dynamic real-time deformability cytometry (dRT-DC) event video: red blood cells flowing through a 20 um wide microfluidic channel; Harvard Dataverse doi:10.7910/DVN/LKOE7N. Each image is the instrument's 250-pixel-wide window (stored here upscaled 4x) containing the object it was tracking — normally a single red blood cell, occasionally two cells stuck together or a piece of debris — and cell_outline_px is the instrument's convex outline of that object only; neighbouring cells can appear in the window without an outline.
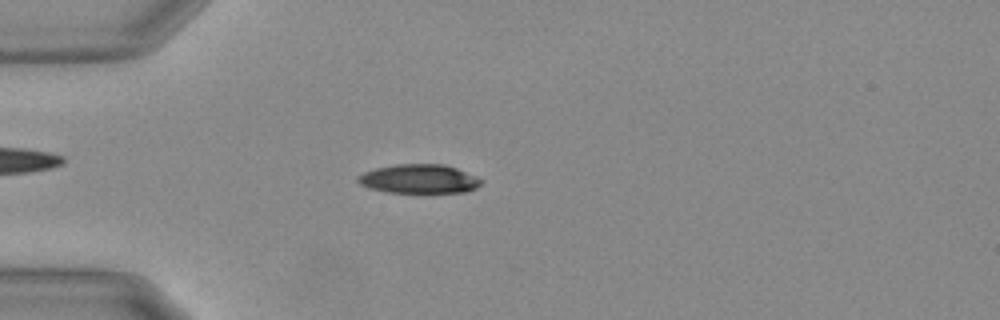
{"species": "Egyptian fruit bat (a non-hibernating species)", "species_latin": "Rousettus aegyptiacus", "temperature_condition": "warm", "stored_images_in_passage": 55, "camera_frame_rate_fps": 3000, "um_per_image_px": 0.085, "animal": {"sex": "female"}, "frame": {"image": 1, "passage_image": 15, "time_ms": 4.667, "image_size_px": [1000, 320], "cell_outline_px": [[484, 180], [476, 188], [468, 192], [424, 196], [388, 192], [368, 188], [360, 184], [356, 180], [364, 172], [376, 168], [396, 164], [444, 164], [456, 168]], "centroid_in_image_um": [35.66, 15.27], "position_along_channel_um": 49.3, "area_um2": 21.85}}
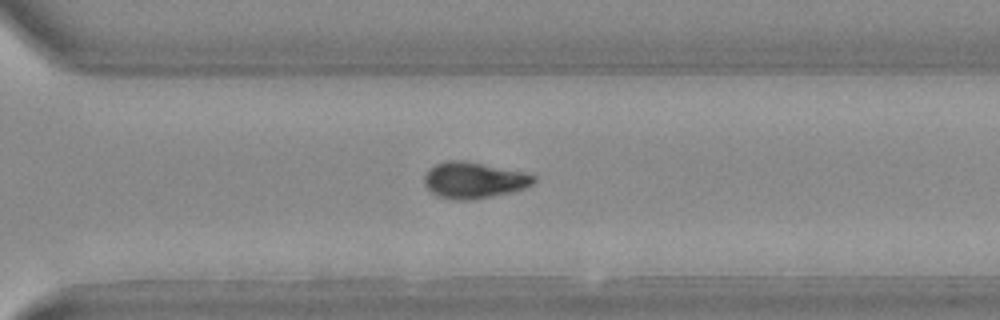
{"frame": {"image": 2, "passage_image": 39, "time_ms": 12.667, "image_size_px": [1000, 320], "cell_outline_px": [[536, 180], [532, 184], [524, 188], [512, 192], [472, 200], [456, 200], [436, 196], [424, 184], [424, 176], [428, 168], [436, 164], [448, 160], [460, 160], [520, 172], [536, 176]], "centroid_in_image_um": [40.22, 15.34], "position_along_channel_um": 330.4, "area_um2": 22.77}}
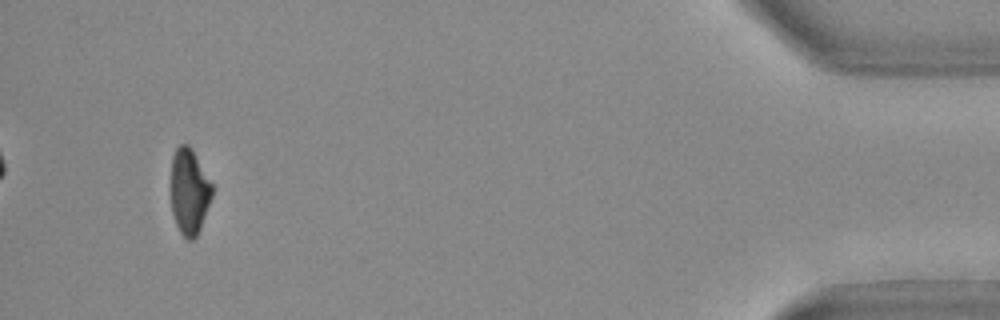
{"frame": {"image": 3, "passage_image": 52, "time_ms": 17.0, "image_size_px": [1000, 320], "cell_outline_px": [[212, 196], [200, 228], [196, 236], [192, 240], [188, 240], [180, 232], [176, 224], [172, 212], [172, 156], [176, 148], [180, 144], [188, 144], [192, 148], [212, 184]], "centroid_in_image_um": [16.09, 16.26], "position_along_channel_um": 419.1, "area_um2": 20.29}, "authors_computed_cell_mechanics": {"area_um2": 22.1374, "velocity_mm_per_s": 3.7109, "shape_relaxation_time_tau1_ms": 4.431, "shape_relaxation_time_tau2_ms": null, "deformation_change_tau1": 0.156, "deformation_change_tau2": null}}